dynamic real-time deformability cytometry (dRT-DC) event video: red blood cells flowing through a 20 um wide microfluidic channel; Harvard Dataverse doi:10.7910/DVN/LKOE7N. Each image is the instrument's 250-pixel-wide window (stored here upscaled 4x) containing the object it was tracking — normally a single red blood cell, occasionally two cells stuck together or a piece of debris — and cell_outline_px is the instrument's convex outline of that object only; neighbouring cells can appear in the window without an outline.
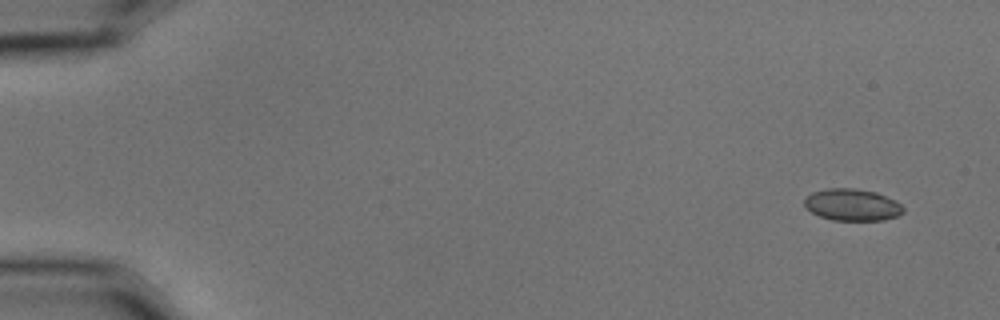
{"species": "common noctule bat (a hibernating species)", "species_latin": "Nyctalus noctula", "temperature_condition": "cold", "stored_images_in_passage": 6, "camera_frame_rate_fps": 3000, "um_per_image_px": 0.085, "animal": {"sex": "male", "body_mass_g": 15.6}, "frame": {"image": 1, "passage_image": 1, "time_ms": 0.0, "image_size_px": [1000, 320], "cell_outline_px": [[904, 212], [896, 216], [884, 220], [832, 220], [820, 216], [812, 212], [804, 204], [804, 200], [812, 192], [828, 188], [856, 188], [876, 192], [896, 200], [904, 208]], "centroid_in_image_um": [72.46, 17.4], "position_along_channel_um": 12.5, "area_um2": 18.32}}
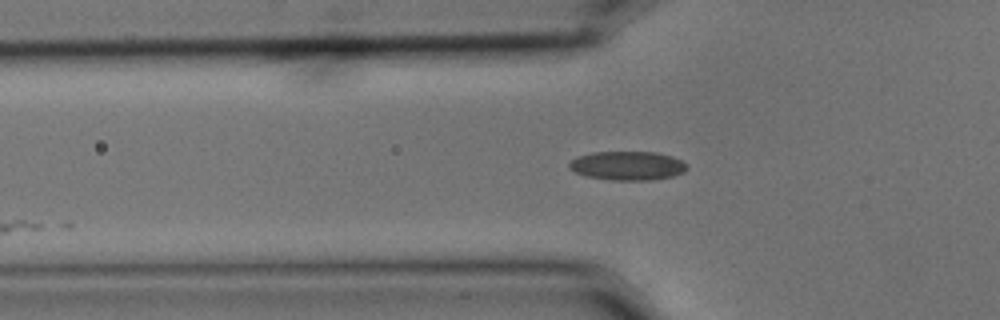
{"frame": {"image": 2, "passage_image": 5, "time_ms": 1.333, "image_size_px": [1000, 320], "cell_outline_px": [[688, 168], [684, 172], [672, 176], [652, 180], [612, 180], [588, 176], [576, 172], [568, 168], [568, 164], [572, 160], [580, 156], [592, 152], [656, 152], [672, 156], [688, 164]], "centroid_in_image_um": [53.37, 14.08], "position_along_channel_um": 72.4, "area_um2": 19.77}}